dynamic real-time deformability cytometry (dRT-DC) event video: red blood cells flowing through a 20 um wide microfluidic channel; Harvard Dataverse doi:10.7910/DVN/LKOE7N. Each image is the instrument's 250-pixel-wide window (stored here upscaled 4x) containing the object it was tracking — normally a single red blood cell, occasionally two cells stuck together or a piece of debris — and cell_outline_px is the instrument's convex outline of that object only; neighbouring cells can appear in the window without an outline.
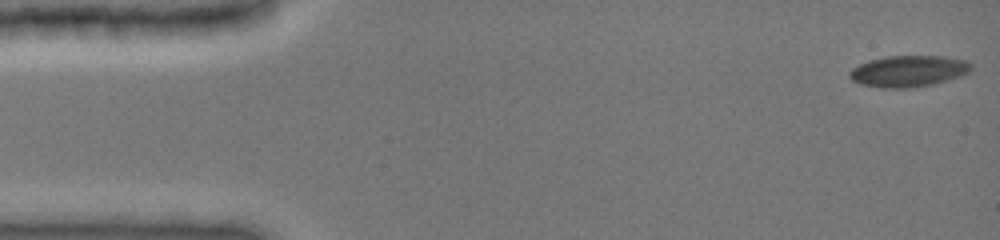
{"species": "common noctule bat (a hibernating species)", "species_latin": "Nyctalus noctula", "temperature_condition": "cold", "stored_images_in_passage": 48, "camera_frame_rate_fps": 3000, "um_per_image_px": 0.085, "animal": {"sex": "female", "body_mass_g": 19.0, "forearm_length_mm": 51.5}, "frame": {"image": 1, "passage_image": 1, "time_ms": 0.0, "image_size_px": [1000, 240], "cell_outline_px": [[972, 68], [968, 72], [960, 76], [948, 80], [932, 84], [912, 88], [880, 88], [860, 84], [852, 80], [848, 76], [848, 72], [852, 68], [868, 60], [888, 56], [944, 56], [968, 60], [972, 64]], "centroid_in_image_um": [77.21, 6.05], "position_along_channel_um": 7.8, "area_um2": 22.43}}
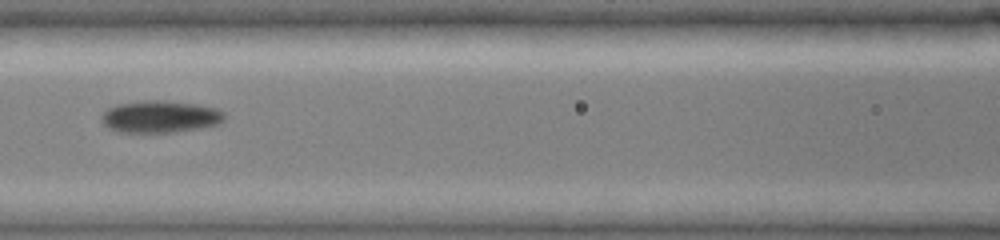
{"frame": {"image": 2, "passage_image": 21, "time_ms": 6.667, "image_size_px": [1000, 240], "cell_outline_px": [[224, 120], [220, 124], [200, 128], [172, 132], [116, 132], [108, 128], [100, 120], [100, 116], [108, 108], [120, 104], [144, 100], [164, 100], [196, 104], [216, 108], [224, 112]], "centroid_in_image_um": [13.61, 9.92], "position_along_channel_um": 153.0, "area_um2": 23.06}}
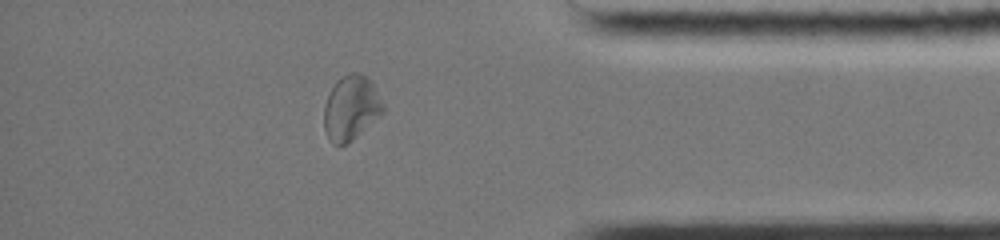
{"frame": {"image": 3, "passage_image": 41, "time_ms": 13.333, "image_size_px": [1000, 240], "cell_outline_px": [[384, 112], [352, 140], [344, 144], [332, 144], [328, 140], [324, 128], [324, 104], [336, 80], [340, 76], [352, 72], [356, 72], [364, 76], [372, 84], [384, 104]], "centroid_in_image_um": [29.81, 9.18], "position_along_channel_um": 405.4, "area_um2": 22.02}, "authors_computed_cell_mechanics": {"area_um2": 22.1085, "velocity_mm_per_s": 3.9748, "shape_relaxation_time_tau1_ms": null, "shape_relaxation_time_tau2_ms": 4.6375, "deformation_change_tau1": null, "deformation_change_tau2": 0.0904}}